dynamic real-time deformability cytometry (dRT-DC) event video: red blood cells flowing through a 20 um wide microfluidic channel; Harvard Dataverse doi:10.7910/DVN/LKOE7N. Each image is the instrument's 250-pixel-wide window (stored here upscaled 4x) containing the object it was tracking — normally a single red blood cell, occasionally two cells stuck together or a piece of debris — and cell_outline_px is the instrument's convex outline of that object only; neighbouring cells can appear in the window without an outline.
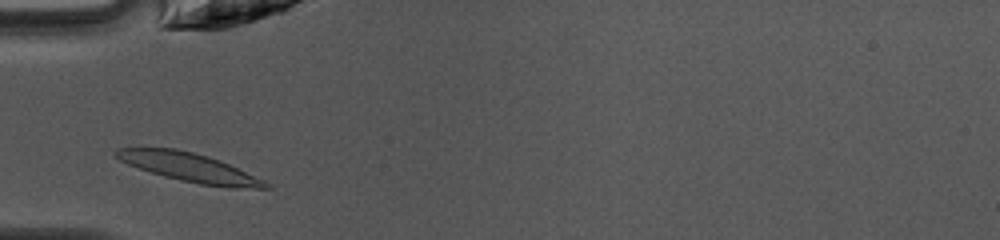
{"species": "common noctule bat (a hibernating species)", "species_latin": "Nyctalus noctula", "temperature_condition": "warm", "stored_images_in_passage": 28, "camera_frame_rate_fps": 3000, "um_per_image_px": 0.085, "animal": {"sex": "female", "body_mass_g": 10.0, "forearm_length_mm": 53.1}, "frame": {"image": 1, "passage_image": 2, "time_ms": 0.333, "image_size_px": [1000, 240], "cell_outline_px": [[272, 188], [232, 188], [200, 184], [180, 180], [164, 176], [128, 164], [112, 156], [112, 152], [116, 148], [176, 148], [208, 156], [220, 160], [264, 180]], "centroid_in_image_um": [16.07, 14.22], "position_along_channel_um": 68.9, "area_um2": 24.91}}
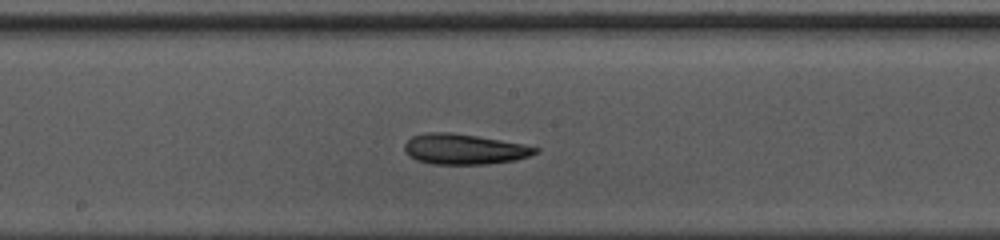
{"frame": {"image": 2, "passage_image": 12, "time_ms": 3.667, "image_size_px": [1000, 240], "cell_outline_px": [[540, 148], [536, 152], [528, 156], [512, 160], [488, 164], [432, 164], [416, 160], [408, 156], [404, 152], [404, 144], [412, 136], [428, 132], [452, 132], [524, 144]], "centroid_in_image_um": [39.39, 12.67], "position_along_channel_um": 208.8, "area_um2": 23.12}}
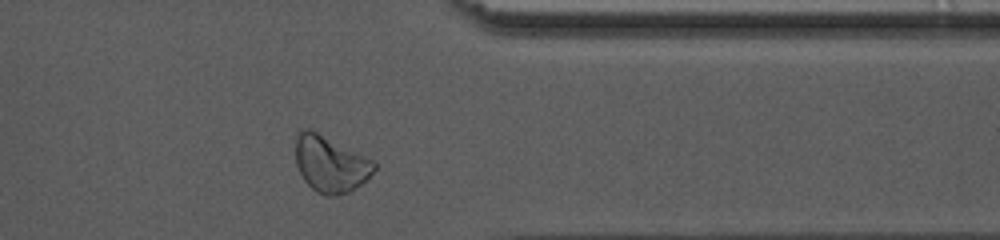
{"frame": {"image": 3, "passage_image": 25, "time_ms": 8.0, "image_size_px": [1000, 240], "cell_outline_px": [[376, 168], [360, 184], [348, 192], [336, 196], [328, 196], [316, 192], [304, 180], [296, 164], [296, 136], [300, 128], [308, 128], [372, 160], [376, 164]], "centroid_in_image_um": [28.04, 13.95], "position_along_channel_um": 383.4, "area_um2": 25.2}, "authors_computed_cell_mechanics": {"area_um2": 22.9466, "velocity_mm_per_s": 4.1738, "shape_relaxation_time_tau1_ms": 3.2175, "shape_relaxation_time_tau2_ms": 3.6075, "deformation_change_tau1": 0.154, "deformation_change_tau2": 0.1013}}